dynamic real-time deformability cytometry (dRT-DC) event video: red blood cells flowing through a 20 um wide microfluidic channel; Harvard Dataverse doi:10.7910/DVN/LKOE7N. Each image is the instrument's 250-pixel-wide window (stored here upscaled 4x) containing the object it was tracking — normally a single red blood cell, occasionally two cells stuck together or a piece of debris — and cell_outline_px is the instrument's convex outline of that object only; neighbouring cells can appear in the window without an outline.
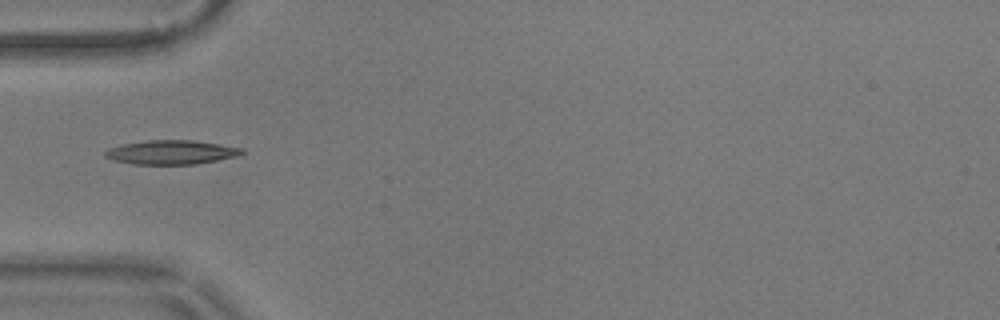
{"species": "common noctule bat (a hibernating species)", "species_latin": "Nyctalus noctula", "temperature_condition": "warm", "stored_images_in_passage": 39, "camera_frame_rate_fps": 3000, "um_per_image_px": 0.085, "animal": {"sex": "male", "body_mass_g": 17.9}, "frame": {"image": 1, "passage_image": 1, "time_ms": 0.0, "image_size_px": [1000, 320], "cell_outline_px": [[244, 152], [240, 156], [192, 164], [132, 164], [116, 160], [104, 156], [104, 152], [108, 148], [124, 144], [148, 140], [192, 140], [220, 144], [244, 148]], "centroid_in_image_um": [14.59, 12.94], "position_along_channel_um": 70.4, "area_um2": 19.07}}
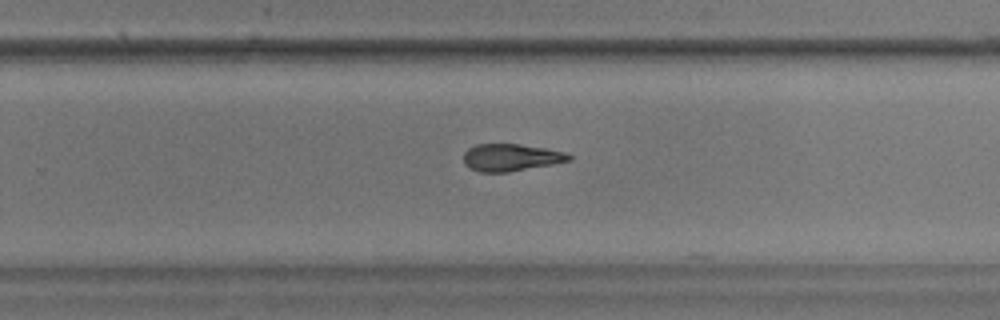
{"frame": {"image": 2, "passage_image": 19, "time_ms": 6.0, "image_size_px": [1000, 320], "cell_outline_px": [[572, 160], [552, 164], [508, 172], [480, 172], [468, 168], [464, 164], [464, 152], [468, 148], [476, 144], [520, 144], [544, 148], [564, 152], [572, 156]], "centroid_in_image_um": [43.39, 13.38], "position_along_channel_um": 286.4, "area_um2": 16.7}}
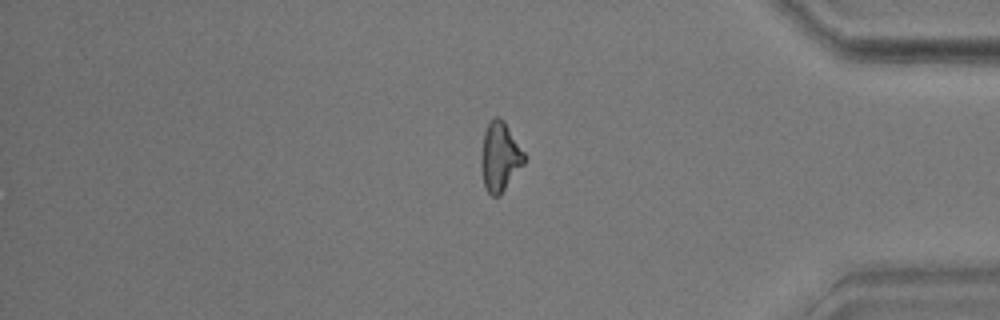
{"frame": {"image": 3, "passage_image": 30, "time_ms": 9.667, "image_size_px": [1000, 320], "cell_outline_px": [[524, 164], [500, 196], [492, 196], [484, 188], [480, 164], [480, 160], [484, 132], [488, 124], [496, 116], [500, 116], [504, 120], [524, 152]], "centroid_in_image_um": [42.47, 13.34], "position_along_channel_um": 392.7, "area_um2": 17.46}, "authors_computed_cell_mechanics": {"area_um2": 17.4556, "velocity_mm_per_s": 3.5826, "shape_relaxation_time_tau1_ms": 8.2362, "shape_relaxation_time_tau2_ms": 7.4402, "deformation_change_tau1": 0.2009, "deformation_change_tau2": 0.1847}}